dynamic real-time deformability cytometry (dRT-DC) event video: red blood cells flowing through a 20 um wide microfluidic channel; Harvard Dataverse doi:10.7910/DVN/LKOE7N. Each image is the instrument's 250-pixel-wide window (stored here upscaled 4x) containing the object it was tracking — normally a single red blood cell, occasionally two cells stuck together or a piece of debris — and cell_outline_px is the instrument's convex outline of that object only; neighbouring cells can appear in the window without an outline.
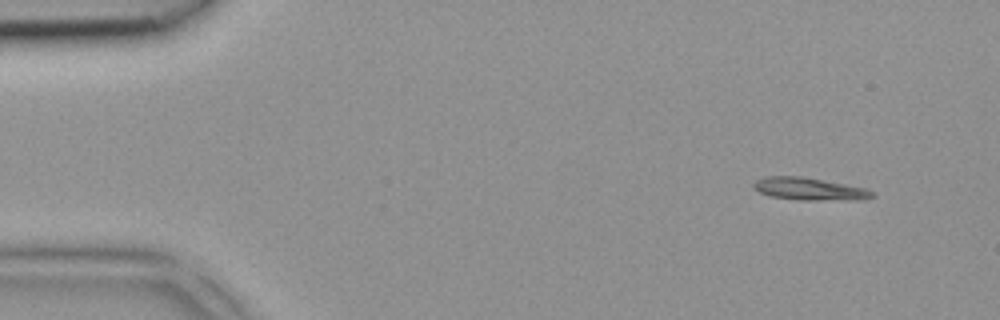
{"species": "common noctule bat (a hibernating species)", "species_latin": "Nyctalus noctula", "temperature_condition": "room temperature", "stored_images_in_passage": 3, "camera_frame_rate_fps": 3000, "um_per_image_px": 0.085, "animal": {"sex": "female", "body_mass_g": 18.4}, "frame": {"image": 1, "passage_image": 1, "time_ms": 0.0, "image_size_px": [1000, 320], "cell_outline_px": [[876, 196], [864, 200], [796, 200], [768, 196], [752, 188], [752, 184], [756, 180], [768, 176], [804, 176], [864, 188], [876, 192]], "centroid_in_image_um": [68.81, 16.07], "position_along_channel_um": 16.2, "area_um2": 15.84}}